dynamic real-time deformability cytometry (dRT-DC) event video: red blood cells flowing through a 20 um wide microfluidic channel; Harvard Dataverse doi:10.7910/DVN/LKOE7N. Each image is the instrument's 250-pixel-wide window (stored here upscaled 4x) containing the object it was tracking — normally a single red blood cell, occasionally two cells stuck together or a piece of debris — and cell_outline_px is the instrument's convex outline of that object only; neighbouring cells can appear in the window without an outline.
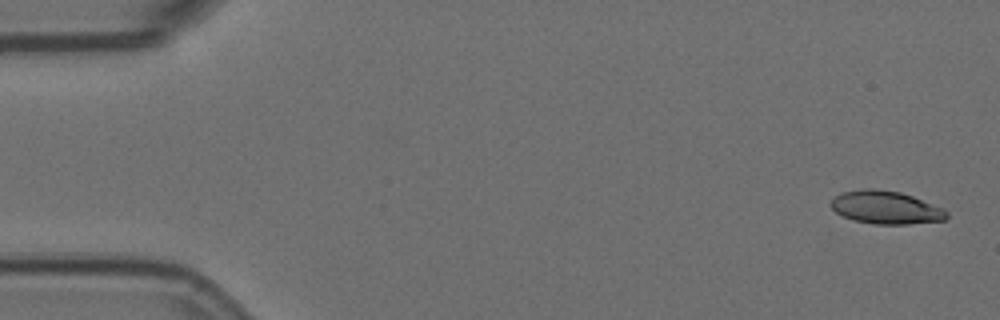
{"species": "Egyptian fruit bat (a non-hibernating species)", "species_latin": "Rousettus aegyptiacus", "temperature_condition": "room temperature", "stored_images_in_passage": 5, "camera_frame_rate_fps": 3000, "um_per_image_px": 0.085, "animal": {"sex": "female"}, "frame": {"image": 1, "passage_image": 1, "time_ms": 0.0, "image_size_px": [1000, 320], "cell_outline_px": [[948, 216], [944, 220], [908, 224], [876, 224], [852, 220], [836, 212], [828, 204], [840, 192], [860, 188], [876, 188], [900, 192], [912, 196], [944, 208], [948, 212]], "centroid_in_image_um": [75.27, 17.62], "position_along_channel_um": 9.7, "area_um2": 22.43}}
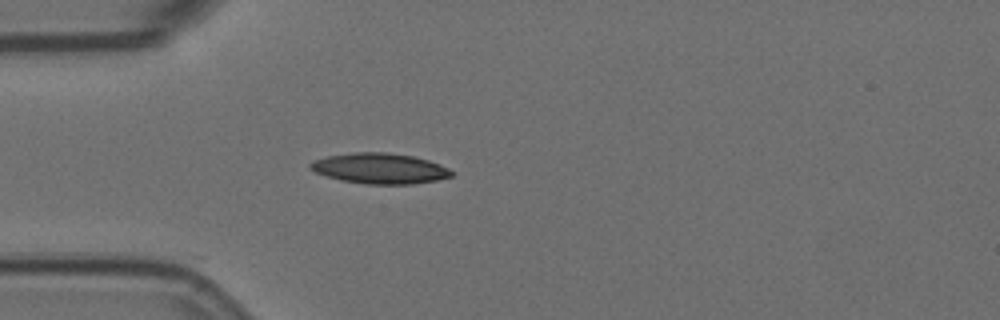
{"frame": {"image": 2, "passage_image": 5, "time_ms": 1.333, "image_size_px": [1000, 320], "cell_outline_px": [[452, 176], [436, 180], [412, 184], [364, 184], [340, 180], [316, 172], [308, 168], [308, 164], [312, 160], [328, 156], [352, 152], [388, 152], [412, 156], [428, 160], [440, 164], [448, 168], [452, 172]], "centroid_in_image_um": [32.25, 14.31], "position_along_channel_um": 52.8, "area_um2": 25.14}}